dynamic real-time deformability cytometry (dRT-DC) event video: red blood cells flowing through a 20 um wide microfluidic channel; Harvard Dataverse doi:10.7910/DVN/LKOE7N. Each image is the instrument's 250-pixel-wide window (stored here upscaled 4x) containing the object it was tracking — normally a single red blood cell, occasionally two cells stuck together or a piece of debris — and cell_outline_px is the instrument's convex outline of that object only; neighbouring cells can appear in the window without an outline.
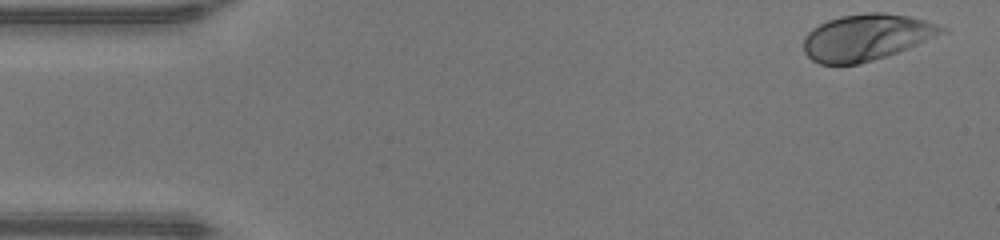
{"species": "human", "species_latin": "Homo sapiens", "temperature_condition": "warm", "stored_images_in_passage": 46, "camera_frame_rate_fps": 3000, "um_per_image_px": 0.085, "donor": {"sex": "male"}, "frame": {"image": 1, "passage_image": 1, "time_ms": 0.0, "image_size_px": [1000, 240], "cell_outline_px": [[948, 32], [908, 48], [872, 60], [856, 64], [820, 64], [812, 60], [804, 52], [804, 36], [812, 28], [828, 20], [840, 16], [864, 12], [884, 12], [908, 16], [924, 20], [948, 28]], "centroid_in_image_um": [73.65, 3.15], "position_along_channel_um": 11.4, "area_um2": 37.22}}
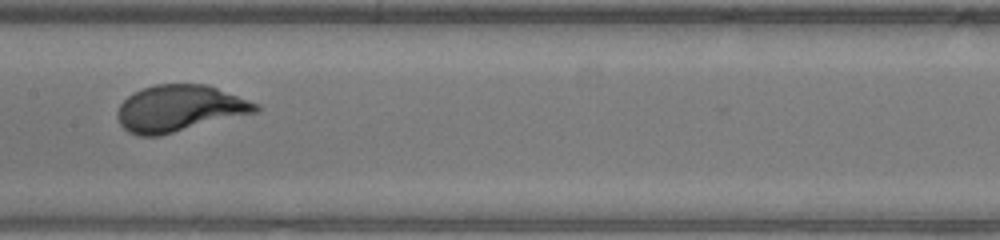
{"frame": {"image": 2, "passage_image": 22, "time_ms": 7.0, "image_size_px": [1000, 240], "cell_outline_px": [[260, 112], [160, 136], [136, 136], [128, 132], [120, 124], [116, 116], [116, 112], [120, 104], [132, 92], [156, 84], [208, 84], [260, 104]], "centroid_in_image_um": [15.28, 9.22], "position_along_channel_um": 192.1, "area_um2": 38.03}}
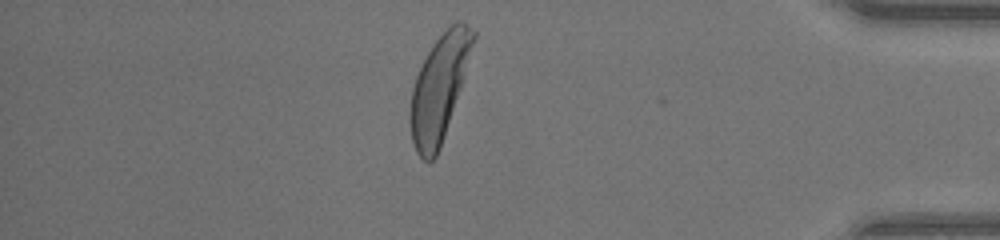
{"frame": {"image": 3, "passage_image": 39, "time_ms": 12.667, "image_size_px": [1000, 240], "cell_outline_px": [[476, 36], [464, 76], [440, 148], [436, 156], [432, 160], [424, 160], [416, 152], [412, 140], [412, 88], [416, 76], [428, 52], [436, 40], [456, 20], [460, 20], [476, 32]], "centroid_in_image_um": [37.36, 7.45], "position_along_channel_um": 397.8, "area_um2": 37.22}, "authors_computed_cell_mechanics": {"area_um2": 36.9053, "velocity_mm_per_s": 4.3561, "shape_relaxation_time_tau1_ms": 1.8868, "shape_relaxation_time_tau2_ms": null, "deformation_change_tau1": 0.1779, "deformation_change_tau2": null}}